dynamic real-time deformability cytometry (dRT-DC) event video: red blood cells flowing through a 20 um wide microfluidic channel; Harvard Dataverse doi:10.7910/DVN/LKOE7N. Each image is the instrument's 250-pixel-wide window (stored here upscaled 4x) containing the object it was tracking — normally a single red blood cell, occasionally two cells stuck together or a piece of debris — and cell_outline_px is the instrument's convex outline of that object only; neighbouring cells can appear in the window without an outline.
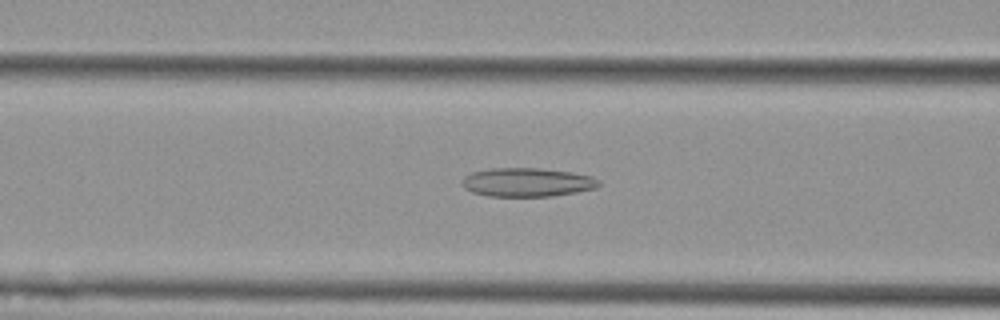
{"species": "Egyptian fruit bat (a non-hibernating species)", "species_latin": "Rousettus aegyptiacus", "temperature_condition": "cold", "stored_images_in_passage": 55, "camera_frame_rate_fps": 3000, "um_per_image_px": 0.085, "animal": {"sex": "female"}, "frame": {"image": 1, "passage_image": 22, "time_ms": 7.0, "image_size_px": [1000, 320], "cell_outline_px": [[600, 184], [596, 188], [576, 192], [552, 196], [488, 196], [472, 192], [464, 188], [464, 176], [472, 172], [488, 168], [540, 168], [572, 172], [592, 176], [600, 180]], "centroid_in_image_um": [44.83, 15.48], "position_along_channel_um": 121.8, "area_um2": 22.95}}
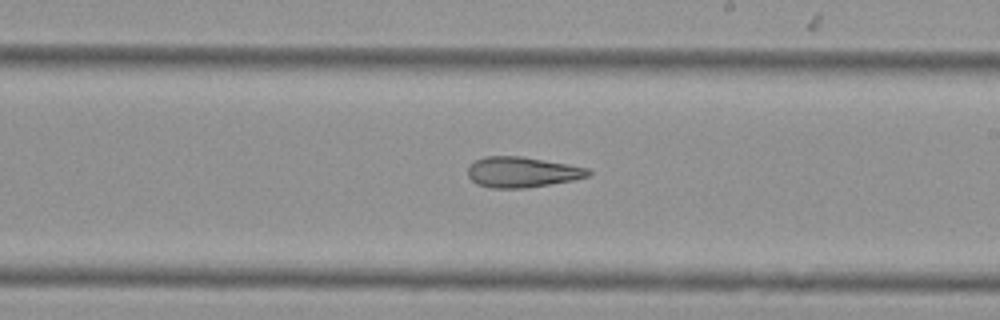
{"frame": {"image": 2, "passage_image": 32, "time_ms": 10.333, "image_size_px": [1000, 320], "cell_outline_px": [[592, 172], [588, 176], [572, 180], [524, 188], [488, 188], [476, 184], [468, 176], [468, 164], [484, 156], [520, 156], [568, 164], [588, 168]], "centroid_in_image_um": [44.33, 14.63], "position_along_channel_um": 244.7, "area_um2": 21.39}}
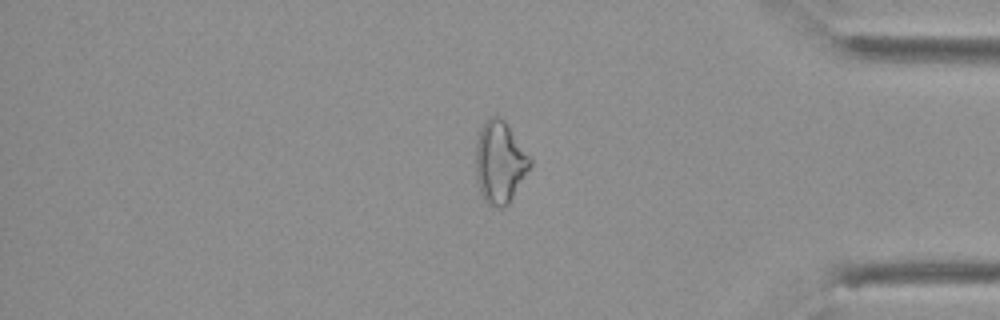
{"frame": {"image": 3, "passage_image": 46, "time_ms": 15.0, "image_size_px": [1000, 320], "cell_outline_px": [[532, 164], [508, 204], [504, 208], [500, 208], [488, 204], [484, 200], [480, 192], [476, 176], [476, 144], [480, 128], [484, 120], [488, 116], [500, 116], [504, 120], [532, 160]], "centroid_in_image_um": [42.46, 13.78], "position_along_channel_um": 392.7, "area_um2": 25.84}, "authors_computed_cell_mechanics": {"area_um2": 25.8366, "velocity_mm_per_s": 3.6997, "shape_relaxation_time_tau1_ms": null, "shape_relaxation_time_tau2_ms": 5.9164, "deformation_change_tau1": null, "deformation_change_tau2": 0.1734}}